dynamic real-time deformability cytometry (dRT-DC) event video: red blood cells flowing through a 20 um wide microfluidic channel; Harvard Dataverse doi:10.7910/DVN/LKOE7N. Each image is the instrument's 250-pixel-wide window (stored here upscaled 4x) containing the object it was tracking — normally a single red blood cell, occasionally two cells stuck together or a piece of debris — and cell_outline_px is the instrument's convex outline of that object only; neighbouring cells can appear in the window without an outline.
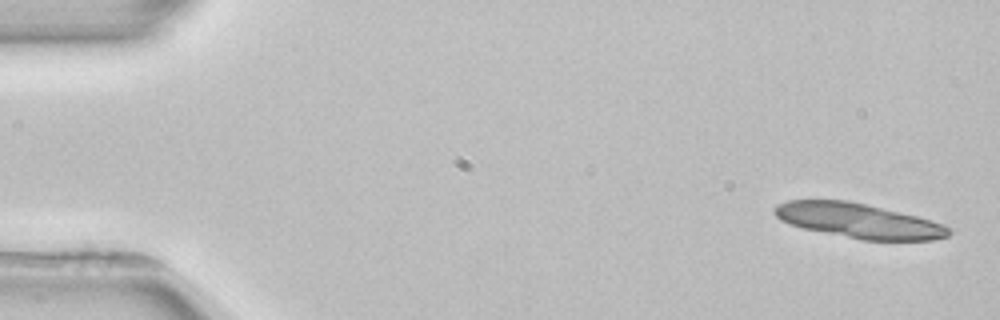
{"species": "common noctule bat (a hibernating species)", "species_latin": "Nyctalus noctula", "temperature_condition": "room temperature", "stored_images_in_passage": 5, "segment_of_instrument_passage": [2, 2], "camera_frame_rate_fps": 3000, "um_per_image_px": 0.085, "animal": {"sex": "female", "body_mass_g": 22.7, "forearm_length_mm": 54.2}, "frame": {"image": 1, "passage_image": 5, "time_ms": 6.0, "image_size_px": [1000, 320], "cell_outline_px": [[952, 232], [948, 236], [932, 240], [860, 240], [804, 228], [788, 224], [780, 220], [772, 212], [776, 204], [788, 200], [848, 200], [900, 212], [916, 216], [944, 224], [952, 228]], "centroid_in_image_um": [72.97, 18.76], "position_along_channel_um": 12.0, "area_um2": 35.32}}